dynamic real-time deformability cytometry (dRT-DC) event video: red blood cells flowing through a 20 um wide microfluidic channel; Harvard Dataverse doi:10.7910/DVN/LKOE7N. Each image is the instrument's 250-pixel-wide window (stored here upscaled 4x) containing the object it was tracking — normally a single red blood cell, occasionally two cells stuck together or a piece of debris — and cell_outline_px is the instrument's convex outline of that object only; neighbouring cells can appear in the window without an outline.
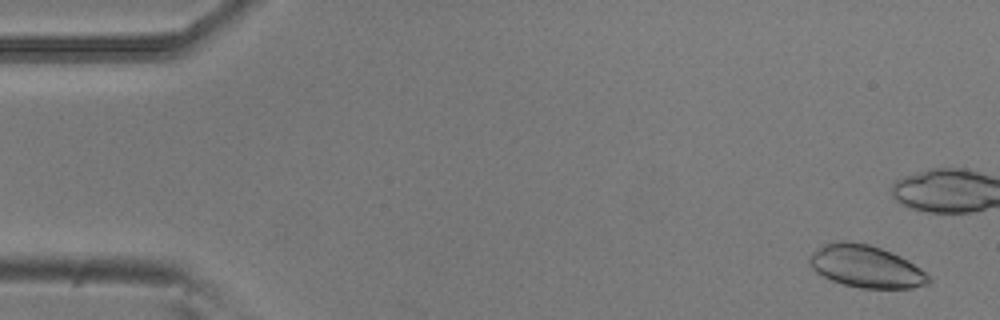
{"species": "common noctule bat (a hibernating species)", "species_latin": "Nyctalus noctula", "temperature_condition": "room temperature", "stored_images_in_passage": 6, "camera_frame_rate_fps": 3000, "um_per_image_px": 0.085, "animal": {"sex": "male", "body_mass_g": 20.5, "forearm_length_mm": 52.5}, "frame": {"image": 1, "passage_image": 1, "time_ms": 0.0, "image_size_px": [1000, 320], "cell_outline_px": [[932, 280], [928, 284], [912, 288], [860, 288], [844, 284], [832, 280], [816, 272], [812, 268], [808, 260], [808, 256], [812, 252], [824, 244], [840, 240], [844, 240], [868, 244], [892, 252], [908, 260], [920, 268]], "centroid_in_image_um": [73.59, 22.64], "position_along_channel_um": 11.4, "area_um2": 29.3}}